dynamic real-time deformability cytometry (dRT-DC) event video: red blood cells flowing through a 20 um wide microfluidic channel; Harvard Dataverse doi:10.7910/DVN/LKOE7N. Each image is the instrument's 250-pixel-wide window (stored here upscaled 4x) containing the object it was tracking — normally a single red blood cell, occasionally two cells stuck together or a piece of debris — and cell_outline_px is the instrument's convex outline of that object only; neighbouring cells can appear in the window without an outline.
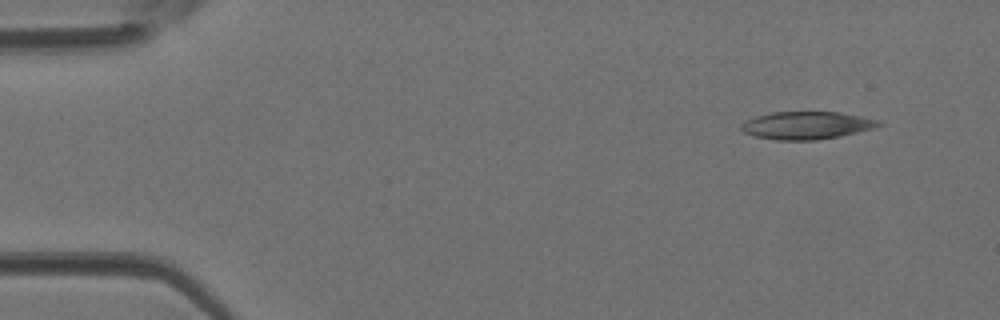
{"species": "Egyptian fruit bat (a non-hibernating species)", "species_latin": "Rousettus aegyptiacus", "temperature_condition": "room temperature", "stored_images_in_passage": 3, "camera_frame_rate_fps": 3000, "um_per_image_px": 0.085, "animal": {"sex": "female"}, "frame": {"image": 1, "passage_image": 1, "time_ms": 0.0, "image_size_px": [1000, 320], "cell_outline_px": [[884, 124], [876, 128], [840, 136], [816, 140], [776, 140], [752, 136], [744, 132], [740, 128], [740, 124], [744, 120], [756, 116], [772, 112], [840, 112], [880, 120]], "centroid_in_image_um": [68.56, 10.66], "position_along_channel_um": 16.4, "area_um2": 22.43}}
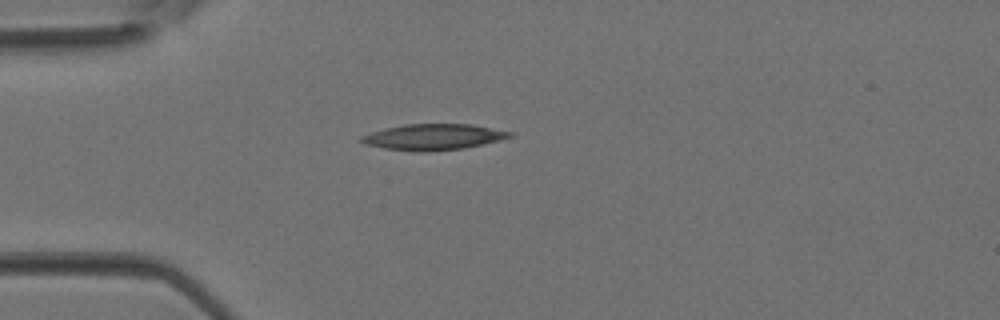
{"frame": {"image": 2, "passage_image": 3, "time_ms": 0.667, "image_size_px": [1000, 320], "cell_outline_px": [[512, 136], [500, 140], [464, 148], [428, 152], [412, 152], [384, 148], [364, 144], [356, 140], [360, 136], [384, 128], [404, 124], [472, 124], [512, 132]], "centroid_in_image_um": [36.76, 11.65], "position_along_channel_um": 48.2, "area_um2": 22.66}}